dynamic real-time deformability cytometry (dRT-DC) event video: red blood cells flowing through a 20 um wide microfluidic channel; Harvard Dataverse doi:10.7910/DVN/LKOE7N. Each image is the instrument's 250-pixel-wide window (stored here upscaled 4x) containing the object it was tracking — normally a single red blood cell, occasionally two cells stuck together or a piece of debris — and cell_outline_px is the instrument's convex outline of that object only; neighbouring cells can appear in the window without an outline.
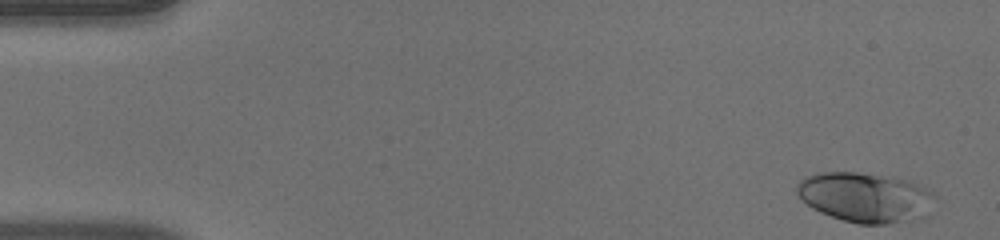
{"species": "human", "species_latin": "Homo sapiens", "temperature_condition": "warm", "stored_images_in_passage": 50, "camera_frame_rate_fps": 3000, "um_per_image_px": 0.085, "donor": {"sex": "male"}, "frame": {"image": 1, "passage_image": 1, "time_ms": 0.0, "image_size_px": [1000, 240], "cell_outline_px": [[936, 196], [896, 220], [888, 224], [856, 224], [820, 212], [812, 208], [796, 196], [796, 184], [804, 176], [820, 172], [856, 172], [892, 176], [908, 180], [932, 192]], "centroid_in_image_um": [73.23, 16.68], "position_along_channel_um": 11.8, "area_um2": 37.97}}
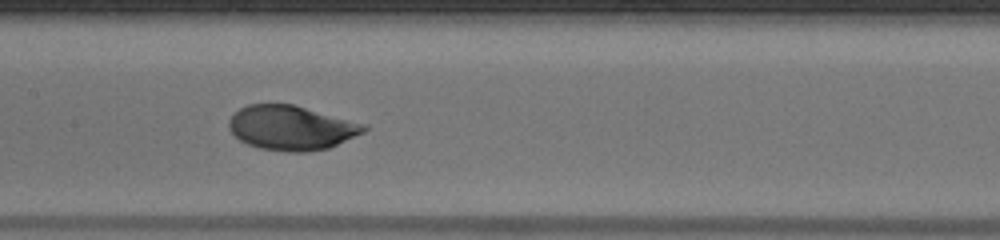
{"frame": {"image": 2, "passage_image": 24, "time_ms": 7.667, "image_size_px": [1000, 240], "cell_outline_px": [[368, 128], [364, 132], [328, 148], [308, 152], [288, 152], [260, 148], [248, 144], [240, 140], [228, 128], [228, 120], [240, 108], [248, 104], [292, 104], [368, 124]], "centroid_in_image_um": [24.78, 10.86], "position_along_channel_um": 182.6, "area_um2": 34.97}}
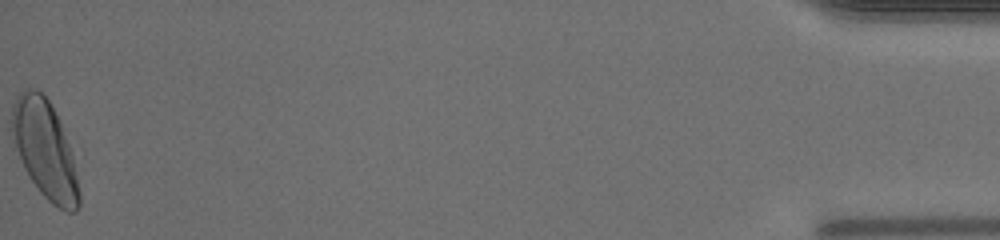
{"frame": {"image": 3, "passage_image": 50, "time_ms": 16.333, "image_size_px": [1000, 240], "cell_outline_px": [[80, 208], [76, 212], [68, 212], [52, 204], [40, 192], [28, 176], [24, 168], [16, 148], [12, 128], [12, 104], [20, 92], [24, 88], [36, 88], [48, 100], [60, 124], [72, 152], [80, 192]], "centroid_in_image_um": [3.83, 12.74], "position_along_channel_um": 431.4, "area_um2": 37.92}, "authors_computed_cell_mechanics": {"area_um2": 35.3736, "velocity_mm_per_s": 4.0069, "shape_relaxation_time_tau1_ms": 3.0459, "shape_relaxation_time_tau2_ms": null, "deformation_change_tau1": 0.1701, "deformation_change_tau2": null}}